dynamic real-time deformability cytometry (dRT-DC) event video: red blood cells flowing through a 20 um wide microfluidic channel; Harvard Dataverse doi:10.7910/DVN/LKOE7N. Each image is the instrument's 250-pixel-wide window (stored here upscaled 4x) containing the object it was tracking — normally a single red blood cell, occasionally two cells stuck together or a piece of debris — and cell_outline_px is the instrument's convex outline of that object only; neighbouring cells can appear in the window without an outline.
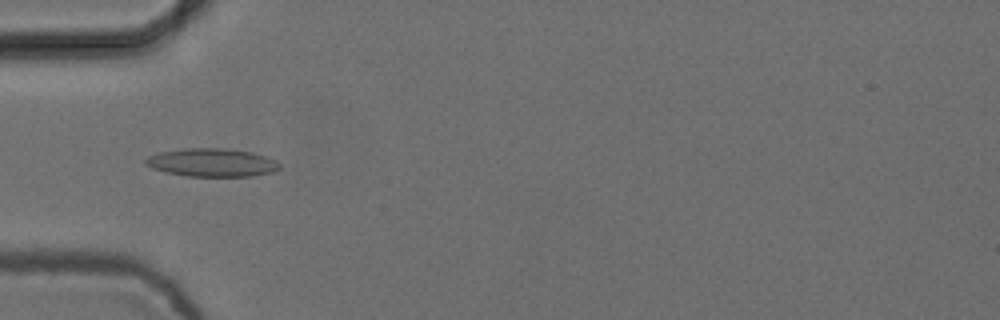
{"species": "common noctule bat (a hibernating species)", "species_latin": "Nyctalus noctula", "temperature_condition": "cold", "stored_images_in_passage": 5, "camera_frame_rate_fps": 3000, "um_per_image_px": 0.085, "animal": {"sex": "female", "body_mass_g": 24.6, "forearm_length_mm": 56.2}, "frame": {"image": 1, "passage_image": 3, "time_ms": 0.667, "image_size_px": [1000, 320], "cell_outline_px": [[280, 168], [272, 172], [252, 176], [188, 176], [168, 172], [152, 168], [144, 164], [144, 160], [148, 156], [156, 152], [184, 148], [224, 148], [252, 152], [276, 160], [280, 164]], "centroid_in_image_um": [17.99, 13.8], "position_along_channel_um": 67.0, "area_um2": 22.08}}
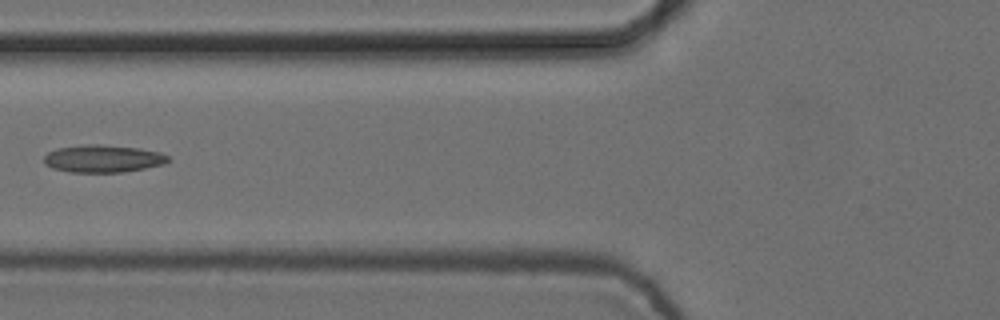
{"frame": {"image": 2, "passage_image": 4, "time_ms": 1.0, "image_size_px": [1000, 320], "cell_outline_px": [[172, 160], [164, 164], [124, 172], [68, 172], [52, 168], [44, 164], [44, 156], [48, 152], [56, 148], [88, 144], [96, 144], [140, 148], [160, 152], [168, 156]], "centroid_in_image_um": [8.75, 13.48], "position_along_channel_um": 117.0, "area_um2": 20.0}}
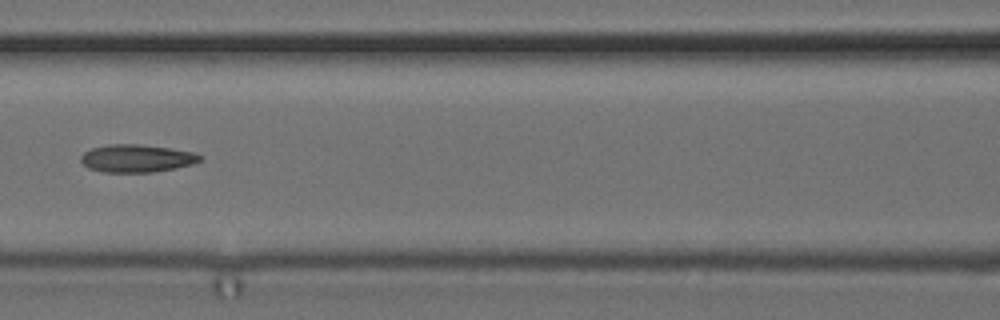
{"frame": {"image": 3, "passage_image": 5, "time_ms": 1.333, "image_size_px": [1000, 320], "cell_outline_px": [[204, 156], [200, 160], [192, 164], [176, 168], [152, 172], [104, 172], [88, 168], [80, 160], [80, 156], [84, 152], [92, 148], [108, 144], [140, 144], [168, 148], [192, 152]], "centroid_in_image_um": [11.6, 13.46], "position_along_channel_um": 155.0, "area_um2": 19.19}}